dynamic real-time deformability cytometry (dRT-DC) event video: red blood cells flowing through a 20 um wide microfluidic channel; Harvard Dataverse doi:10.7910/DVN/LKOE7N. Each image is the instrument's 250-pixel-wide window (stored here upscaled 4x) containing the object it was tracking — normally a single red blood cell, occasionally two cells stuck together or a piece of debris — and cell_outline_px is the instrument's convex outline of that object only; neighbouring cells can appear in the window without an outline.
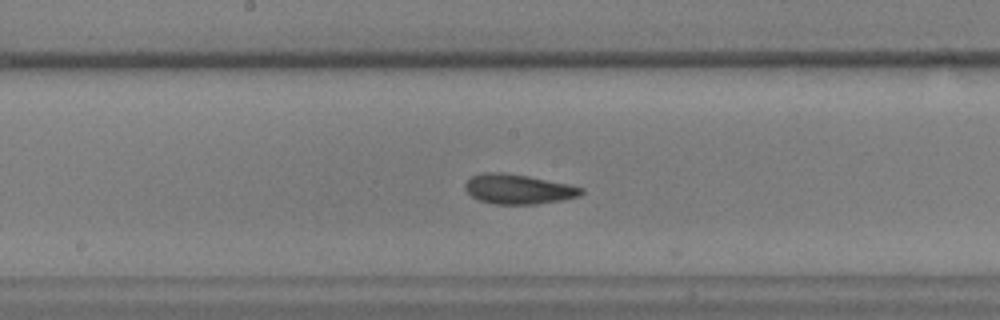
{"species": "common noctule bat (a hibernating species)", "species_latin": "Nyctalus noctula", "temperature_condition": "warm", "stored_images_in_passage": 38, "segment_of_instrument_passage": [1, 2], "camera_frame_rate_fps": 3000, "um_per_image_px": 0.085, "animal": {"sex": "male", "body_mass_g": 17.9, "forearm_length_mm": 54.2}, "frame": {"image": 1, "passage_image": 14, "time_ms": 4.333, "image_size_px": [1000, 320], "cell_outline_px": [[584, 192], [580, 196], [560, 200], [536, 204], [492, 204], [480, 200], [472, 196], [464, 188], [464, 184], [472, 176], [480, 172], [500, 172], [528, 176], [568, 184], [584, 188]], "centroid_in_image_um": [44.04, 16.07], "position_along_channel_um": 204.2, "area_um2": 20.11}}
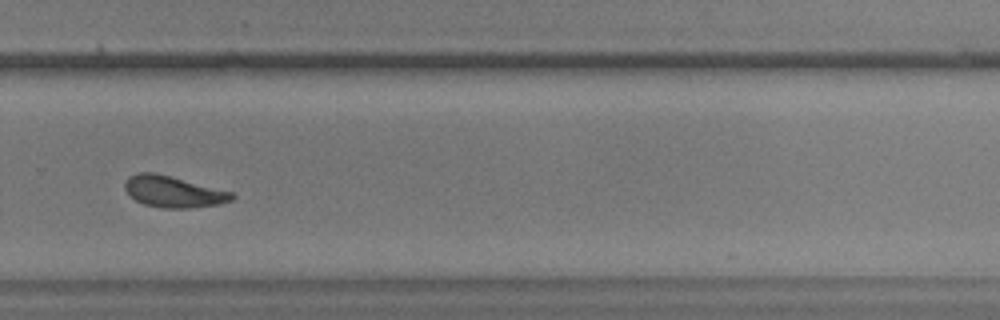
{"frame": {"image": 2, "passage_image": 22, "time_ms": 7.0, "image_size_px": [1000, 320], "cell_outline_px": [[236, 196], [232, 200], [220, 204], [192, 208], [164, 208], [144, 204], [136, 200], [124, 188], [124, 184], [128, 176], [136, 172], [156, 172], [232, 192]], "centroid_in_image_um": [14.73, 16.28], "position_along_channel_um": 315.1, "area_um2": 19.59}}
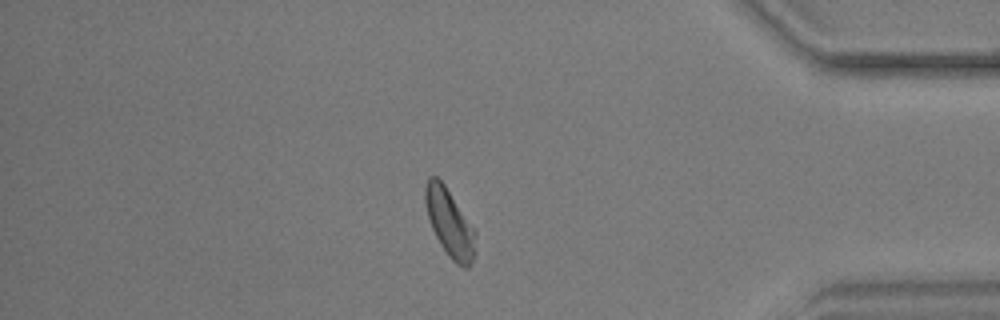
{"frame": {"image": 3, "passage_image": 30, "time_ms": 9.667, "image_size_px": [1000, 320], "cell_outline_px": [[476, 252], [472, 264], [468, 268], [464, 268], [456, 264], [448, 256], [440, 244], [432, 228], [424, 204], [424, 188], [428, 176], [436, 176], [444, 184], [476, 232]], "centroid_in_image_um": [38.22, 18.98], "position_along_channel_um": 397.0, "area_um2": 19.94}}